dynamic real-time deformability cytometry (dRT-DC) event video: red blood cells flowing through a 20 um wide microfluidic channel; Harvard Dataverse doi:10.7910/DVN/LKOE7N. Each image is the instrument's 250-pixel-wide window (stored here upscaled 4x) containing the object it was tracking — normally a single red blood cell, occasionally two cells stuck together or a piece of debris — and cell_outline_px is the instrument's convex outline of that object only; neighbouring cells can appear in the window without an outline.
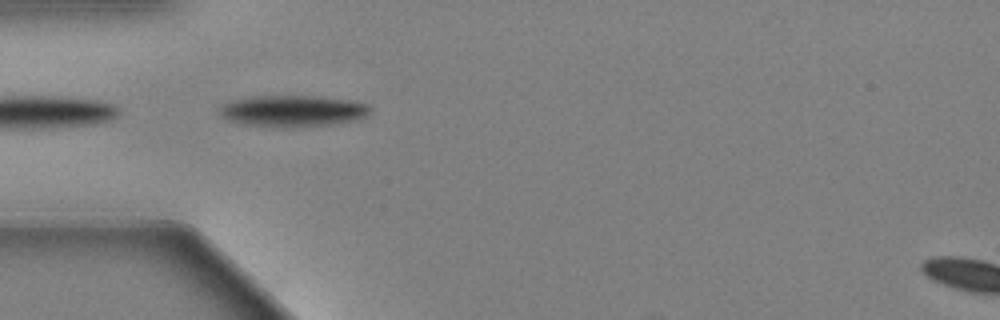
{"species": "Egyptian fruit bat (a non-hibernating species)", "species_latin": "Rousettus aegyptiacus", "temperature_condition": "warm", "stored_images_in_passage": 5, "camera_frame_rate_fps": 3000, "um_per_image_px": 0.085, "animal": {"sex": "female"}, "frame": {"image": 1, "passage_image": 1, "time_ms": 0.0, "image_size_px": [1000, 320], "cell_outline_px": [[372, 108], [368, 116], [360, 120], [332, 124], [296, 128], [280, 128], [244, 124], [232, 120], [224, 116], [220, 112], [220, 108], [224, 104], [232, 100], [252, 96], [320, 96], [348, 100], [368, 104]], "centroid_in_image_um": [24.98, 9.44], "position_along_channel_um": 60.0, "area_um2": 27.86}}